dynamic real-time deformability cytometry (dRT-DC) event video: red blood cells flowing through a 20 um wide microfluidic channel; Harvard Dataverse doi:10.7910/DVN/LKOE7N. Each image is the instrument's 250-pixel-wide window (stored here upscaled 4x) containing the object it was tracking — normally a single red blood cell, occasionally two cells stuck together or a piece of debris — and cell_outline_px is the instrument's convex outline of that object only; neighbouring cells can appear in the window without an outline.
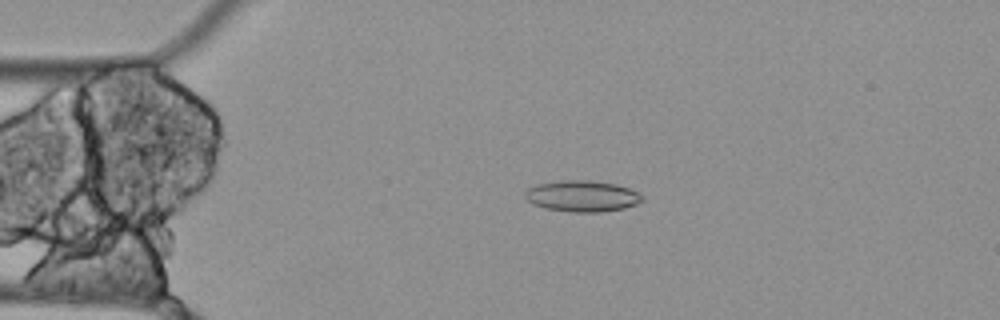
{"species": "Egyptian fruit bat (a non-hibernating species)", "species_latin": "Rousettus aegyptiacus", "temperature_condition": "cold", "stored_images_in_passage": 52, "camera_frame_rate_fps": 3000, "um_per_image_px": 0.085, "animal": {"sex": "female"}, "frame": {"image": 1, "passage_image": 8, "time_ms": 2.333, "image_size_px": [1000, 320], "cell_outline_px": [[644, 200], [636, 204], [624, 208], [600, 212], [572, 212], [544, 208], [528, 200], [524, 196], [524, 192], [528, 188], [536, 184], [564, 180], [588, 180], [616, 184], [628, 188], [644, 196]], "centroid_in_image_um": [49.49, 16.67], "position_along_channel_um": 35.5, "area_um2": 21.21}}
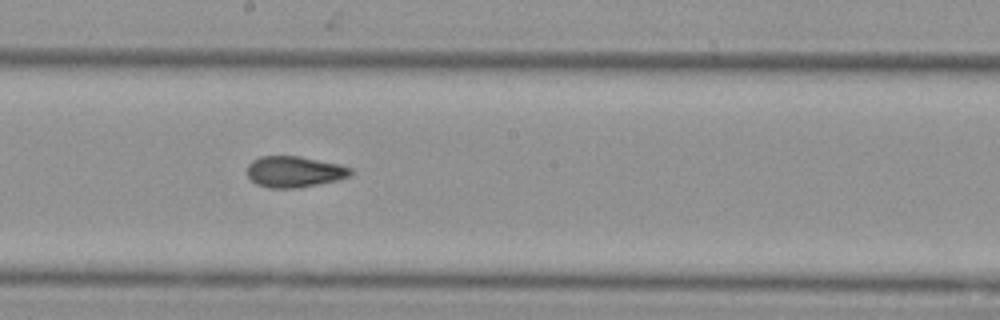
{"frame": {"image": 2, "passage_image": 26, "time_ms": 8.333, "image_size_px": [1000, 320], "cell_outline_px": [[352, 172], [348, 176], [336, 180], [296, 188], [268, 188], [256, 184], [248, 176], [248, 164], [252, 160], [260, 156], [300, 156], [340, 164], [352, 168]], "centroid_in_image_um": [25.0, 14.59], "position_along_channel_um": 223.2, "area_um2": 18.67}}
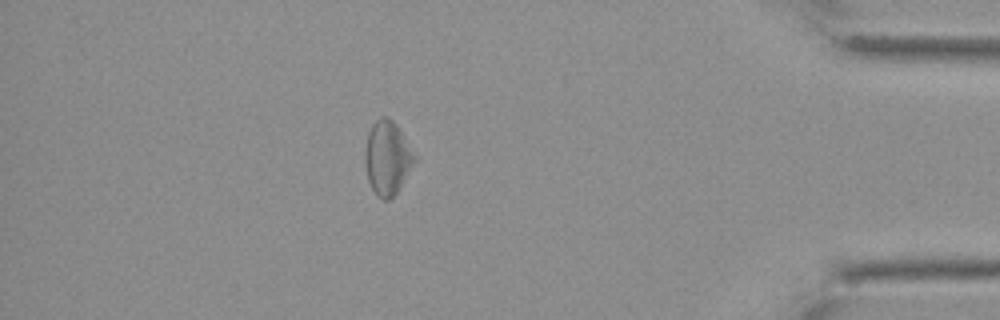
{"frame": {"image": 3, "passage_image": 45, "time_ms": 14.667, "image_size_px": [1000, 320], "cell_outline_px": [[416, 160], [400, 188], [388, 200], [384, 200], [376, 196], [368, 180], [364, 160], [364, 152], [368, 132], [372, 124], [380, 116], [388, 116], [396, 124], [416, 156]], "centroid_in_image_um": [32.91, 13.41], "position_along_channel_um": 402.3, "area_um2": 21.33}, "authors_computed_cell_mechanics": {"area_um2": 20.23, "velocity_mm_per_s": 3.485, "shape_relaxation_time_tau1_ms": null, "shape_relaxation_time_tau2_ms": 7.6351, "deformation_change_tau1": null, "deformation_change_tau2": 0.1372}}